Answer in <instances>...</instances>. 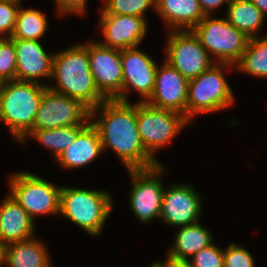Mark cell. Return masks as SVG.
Wrapping results in <instances>:
<instances>
[{
	"label": "cell",
	"instance_id": "ffe728a7",
	"mask_svg": "<svg viewBox=\"0 0 267 267\" xmlns=\"http://www.w3.org/2000/svg\"><path fill=\"white\" fill-rule=\"evenodd\" d=\"M155 15L165 32L192 30L205 17L198 0H156Z\"/></svg>",
	"mask_w": 267,
	"mask_h": 267
},
{
	"label": "cell",
	"instance_id": "8fae6325",
	"mask_svg": "<svg viewBox=\"0 0 267 267\" xmlns=\"http://www.w3.org/2000/svg\"><path fill=\"white\" fill-rule=\"evenodd\" d=\"M90 110L80 101L57 93L48 87L44 90L31 130L21 143L35 130L87 125Z\"/></svg>",
	"mask_w": 267,
	"mask_h": 267
},
{
	"label": "cell",
	"instance_id": "9a60e30c",
	"mask_svg": "<svg viewBox=\"0 0 267 267\" xmlns=\"http://www.w3.org/2000/svg\"><path fill=\"white\" fill-rule=\"evenodd\" d=\"M97 31L103 37L98 41L119 50L139 47L146 39L149 23L143 17L130 15L99 14Z\"/></svg>",
	"mask_w": 267,
	"mask_h": 267
},
{
	"label": "cell",
	"instance_id": "d4e9b609",
	"mask_svg": "<svg viewBox=\"0 0 267 267\" xmlns=\"http://www.w3.org/2000/svg\"><path fill=\"white\" fill-rule=\"evenodd\" d=\"M235 72L249 77L267 79V35L250 38Z\"/></svg>",
	"mask_w": 267,
	"mask_h": 267
},
{
	"label": "cell",
	"instance_id": "d6a6232c",
	"mask_svg": "<svg viewBox=\"0 0 267 267\" xmlns=\"http://www.w3.org/2000/svg\"><path fill=\"white\" fill-rule=\"evenodd\" d=\"M205 16H215L222 8L227 9L229 0H198Z\"/></svg>",
	"mask_w": 267,
	"mask_h": 267
},
{
	"label": "cell",
	"instance_id": "e0dca14e",
	"mask_svg": "<svg viewBox=\"0 0 267 267\" xmlns=\"http://www.w3.org/2000/svg\"><path fill=\"white\" fill-rule=\"evenodd\" d=\"M189 80L166 61L157 67L155 87L147 104L176 111L186 117Z\"/></svg>",
	"mask_w": 267,
	"mask_h": 267
},
{
	"label": "cell",
	"instance_id": "f1b7e54d",
	"mask_svg": "<svg viewBox=\"0 0 267 267\" xmlns=\"http://www.w3.org/2000/svg\"><path fill=\"white\" fill-rule=\"evenodd\" d=\"M256 257L245 245L231 242L224 246V266L223 267H257Z\"/></svg>",
	"mask_w": 267,
	"mask_h": 267
},
{
	"label": "cell",
	"instance_id": "277c9868",
	"mask_svg": "<svg viewBox=\"0 0 267 267\" xmlns=\"http://www.w3.org/2000/svg\"><path fill=\"white\" fill-rule=\"evenodd\" d=\"M234 71V65L214 63L198 77L189 80L186 118L194 126L195 118L200 114H216L236 105L234 90L226 76Z\"/></svg>",
	"mask_w": 267,
	"mask_h": 267
},
{
	"label": "cell",
	"instance_id": "5bb4252c",
	"mask_svg": "<svg viewBox=\"0 0 267 267\" xmlns=\"http://www.w3.org/2000/svg\"><path fill=\"white\" fill-rule=\"evenodd\" d=\"M89 39L90 70L96 87L107 100L122 102L121 50L104 46L98 39Z\"/></svg>",
	"mask_w": 267,
	"mask_h": 267
},
{
	"label": "cell",
	"instance_id": "9c48e42d",
	"mask_svg": "<svg viewBox=\"0 0 267 267\" xmlns=\"http://www.w3.org/2000/svg\"><path fill=\"white\" fill-rule=\"evenodd\" d=\"M192 31L215 63L234 66L242 58L250 40L245 33L232 26L224 16H205Z\"/></svg>",
	"mask_w": 267,
	"mask_h": 267
},
{
	"label": "cell",
	"instance_id": "4fadbf2b",
	"mask_svg": "<svg viewBox=\"0 0 267 267\" xmlns=\"http://www.w3.org/2000/svg\"><path fill=\"white\" fill-rule=\"evenodd\" d=\"M140 47L121 50L122 102H134L130 98L133 93L140 96L136 102H146L155 87L159 63Z\"/></svg>",
	"mask_w": 267,
	"mask_h": 267
},
{
	"label": "cell",
	"instance_id": "7402d4cb",
	"mask_svg": "<svg viewBox=\"0 0 267 267\" xmlns=\"http://www.w3.org/2000/svg\"><path fill=\"white\" fill-rule=\"evenodd\" d=\"M172 241L165 253L166 256L178 260H189L201 249L215 242L213 232L208 225H202L201 221L176 228Z\"/></svg>",
	"mask_w": 267,
	"mask_h": 267
},
{
	"label": "cell",
	"instance_id": "5b68a950",
	"mask_svg": "<svg viewBox=\"0 0 267 267\" xmlns=\"http://www.w3.org/2000/svg\"><path fill=\"white\" fill-rule=\"evenodd\" d=\"M36 82L6 81L0 88V124L19 142L32 128L43 92Z\"/></svg>",
	"mask_w": 267,
	"mask_h": 267
},
{
	"label": "cell",
	"instance_id": "83f0119b",
	"mask_svg": "<svg viewBox=\"0 0 267 267\" xmlns=\"http://www.w3.org/2000/svg\"><path fill=\"white\" fill-rule=\"evenodd\" d=\"M16 52L11 38H0V81L16 80Z\"/></svg>",
	"mask_w": 267,
	"mask_h": 267
},
{
	"label": "cell",
	"instance_id": "30bf717a",
	"mask_svg": "<svg viewBox=\"0 0 267 267\" xmlns=\"http://www.w3.org/2000/svg\"><path fill=\"white\" fill-rule=\"evenodd\" d=\"M163 60L187 80L198 77L215 62L192 30L165 32Z\"/></svg>",
	"mask_w": 267,
	"mask_h": 267
},
{
	"label": "cell",
	"instance_id": "6da1fadb",
	"mask_svg": "<svg viewBox=\"0 0 267 267\" xmlns=\"http://www.w3.org/2000/svg\"><path fill=\"white\" fill-rule=\"evenodd\" d=\"M103 153L111 150L125 170L150 168L159 164L144 148L137 126V102L106 100L90 110Z\"/></svg>",
	"mask_w": 267,
	"mask_h": 267
},
{
	"label": "cell",
	"instance_id": "7c38bea8",
	"mask_svg": "<svg viewBox=\"0 0 267 267\" xmlns=\"http://www.w3.org/2000/svg\"><path fill=\"white\" fill-rule=\"evenodd\" d=\"M204 195L190 182H171L165 186L160 222L171 228L200 222Z\"/></svg>",
	"mask_w": 267,
	"mask_h": 267
},
{
	"label": "cell",
	"instance_id": "4316f807",
	"mask_svg": "<svg viewBox=\"0 0 267 267\" xmlns=\"http://www.w3.org/2000/svg\"><path fill=\"white\" fill-rule=\"evenodd\" d=\"M97 7L98 14L139 16L147 19V13L154 11L156 0H102Z\"/></svg>",
	"mask_w": 267,
	"mask_h": 267
},
{
	"label": "cell",
	"instance_id": "f546056e",
	"mask_svg": "<svg viewBox=\"0 0 267 267\" xmlns=\"http://www.w3.org/2000/svg\"><path fill=\"white\" fill-rule=\"evenodd\" d=\"M188 261L192 267H223L224 247L214 242L194 254Z\"/></svg>",
	"mask_w": 267,
	"mask_h": 267
},
{
	"label": "cell",
	"instance_id": "8d00e7d4",
	"mask_svg": "<svg viewBox=\"0 0 267 267\" xmlns=\"http://www.w3.org/2000/svg\"><path fill=\"white\" fill-rule=\"evenodd\" d=\"M148 267H162L157 261H154L153 263L149 264Z\"/></svg>",
	"mask_w": 267,
	"mask_h": 267
},
{
	"label": "cell",
	"instance_id": "7a4b0ae2",
	"mask_svg": "<svg viewBox=\"0 0 267 267\" xmlns=\"http://www.w3.org/2000/svg\"><path fill=\"white\" fill-rule=\"evenodd\" d=\"M75 42L54 51L52 76L47 87L80 101L92 110L107 99L96 87L90 70L88 40Z\"/></svg>",
	"mask_w": 267,
	"mask_h": 267
},
{
	"label": "cell",
	"instance_id": "8992f818",
	"mask_svg": "<svg viewBox=\"0 0 267 267\" xmlns=\"http://www.w3.org/2000/svg\"><path fill=\"white\" fill-rule=\"evenodd\" d=\"M6 181L7 191L34 221L43 216L59 217L62 185L28 170L11 172Z\"/></svg>",
	"mask_w": 267,
	"mask_h": 267
},
{
	"label": "cell",
	"instance_id": "484cf974",
	"mask_svg": "<svg viewBox=\"0 0 267 267\" xmlns=\"http://www.w3.org/2000/svg\"><path fill=\"white\" fill-rule=\"evenodd\" d=\"M86 125H75L62 128L40 129L33 131L22 143L25 146L31 140L50 151L54 161L75 140Z\"/></svg>",
	"mask_w": 267,
	"mask_h": 267
},
{
	"label": "cell",
	"instance_id": "1f68e13d",
	"mask_svg": "<svg viewBox=\"0 0 267 267\" xmlns=\"http://www.w3.org/2000/svg\"><path fill=\"white\" fill-rule=\"evenodd\" d=\"M53 1V0H52ZM89 0H54L56 14L59 18L67 16H87Z\"/></svg>",
	"mask_w": 267,
	"mask_h": 267
},
{
	"label": "cell",
	"instance_id": "ba28073f",
	"mask_svg": "<svg viewBox=\"0 0 267 267\" xmlns=\"http://www.w3.org/2000/svg\"><path fill=\"white\" fill-rule=\"evenodd\" d=\"M165 165L159 163L150 168L126 170L131 183L127 192L129 209L140 224L151 225L160 220L166 186L163 177L169 172Z\"/></svg>",
	"mask_w": 267,
	"mask_h": 267
},
{
	"label": "cell",
	"instance_id": "d590c367",
	"mask_svg": "<svg viewBox=\"0 0 267 267\" xmlns=\"http://www.w3.org/2000/svg\"><path fill=\"white\" fill-rule=\"evenodd\" d=\"M4 245L0 243V267H4Z\"/></svg>",
	"mask_w": 267,
	"mask_h": 267
},
{
	"label": "cell",
	"instance_id": "d6986e66",
	"mask_svg": "<svg viewBox=\"0 0 267 267\" xmlns=\"http://www.w3.org/2000/svg\"><path fill=\"white\" fill-rule=\"evenodd\" d=\"M35 221L7 192L0 201V243L8 245L30 239L37 234Z\"/></svg>",
	"mask_w": 267,
	"mask_h": 267
},
{
	"label": "cell",
	"instance_id": "2e32d148",
	"mask_svg": "<svg viewBox=\"0 0 267 267\" xmlns=\"http://www.w3.org/2000/svg\"><path fill=\"white\" fill-rule=\"evenodd\" d=\"M12 40L16 52V80L36 82L47 87L52 76L54 51L45 49L47 47L39 40Z\"/></svg>",
	"mask_w": 267,
	"mask_h": 267
},
{
	"label": "cell",
	"instance_id": "4dcf8cb0",
	"mask_svg": "<svg viewBox=\"0 0 267 267\" xmlns=\"http://www.w3.org/2000/svg\"><path fill=\"white\" fill-rule=\"evenodd\" d=\"M21 4L12 0H0V38H11Z\"/></svg>",
	"mask_w": 267,
	"mask_h": 267
},
{
	"label": "cell",
	"instance_id": "e575fe53",
	"mask_svg": "<svg viewBox=\"0 0 267 267\" xmlns=\"http://www.w3.org/2000/svg\"><path fill=\"white\" fill-rule=\"evenodd\" d=\"M251 2L263 13L267 18V0H251Z\"/></svg>",
	"mask_w": 267,
	"mask_h": 267
},
{
	"label": "cell",
	"instance_id": "ac0fdd59",
	"mask_svg": "<svg viewBox=\"0 0 267 267\" xmlns=\"http://www.w3.org/2000/svg\"><path fill=\"white\" fill-rule=\"evenodd\" d=\"M97 128L91 121L78 133L75 140L59 155L55 163L64 171L87 168L103 156Z\"/></svg>",
	"mask_w": 267,
	"mask_h": 267
},
{
	"label": "cell",
	"instance_id": "74e56055",
	"mask_svg": "<svg viewBox=\"0 0 267 267\" xmlns=\"http://www.w3.org/2000/svg\"><path fill=\"white\" fill-rule=\"evenodd\" d=\"M12 1L20 2V3H23L24 2V0H12Z\"/></svg>",
	"mask_w": 267,
	"mask_h": 267
},
{
	"label": "cell",
	"instance_id": "836d02e7",
	"mask_svg": "<svg viewBox=\"0 0 267 267\" xmlns=\"http://www.w3.org/2000/svg\"><path fill=\"white\" fill-rule=\"evenodd\" d=\"M162 267H192L188 260H178L165 255L164 259L156 260Z\"/></svg>",
	"mask_w": 267,
	"mask_h": 267
},
{
	"label": "cell",
	"instance_id": "cb8c5ba5",
	"mask_svg": "<svg viewBox=\"0 0 267 267\" xmlns=\"http://www.w3.org/2000/svg\"><path fill=\"white\" fill-rule=\"evenodd\" d=\"M39 8L24 7L23 3L17 13V19L11 39L39 40L49 31V19Z\"/></svg>",
	"mask_w": 267,
	"mask_h": 267
},
{
	"label": "cell",
	"instance_id": "3957f363",
	"mask_svg": "<svg viewBox=\"0 0 267 267\" xmlns=\"http://www.w3.org/2000/svg\"><path fill=\"white\" fill-rule=\"evenodd\" d=\"M110 190L62 185L59 217L70 221L91 238H100L115 208Z\"/></svg>",
	"mask_w": 267,
	"mask_h": 267
},
{
	"label": "cell",
	"instance_id": "52a82bcc",
	"mask_svg": "<svg viewBox=\"0 0 267 267\" xmlns=\"http://www.w3.org/2000/svg\"><path fill=\"white\" fill-rule=\"evenodd\" d=\"M137 126L145 150L158 163H164L156 157L158 152L169 147L184 129L194 128L184 115L146 102H137Z\"/></svg>",
	"mask_w": 267,
	"mask_h": 267
},
{
	"label": "cell",
	"instance_id": "44dd1931",
	"mask_svg": "<svg viewBox=\"0 0 267 267\" xmlns=\"http://www.w3.org/2000/svg\"><path fill=\"white\" fill-rule=\"evenodd\" d=\"M48 248L38 235L5 245L4 267H54Z\"/></svg>",
	"mask_w": 267,
	"mask_h": 267
},
{
	"label": "cell",
	"instance_id": "603a6c76",
	"mask_svg": "<svg viewBox=\"0 0 267 267\" xmlns=\"http://www.w3.org/2000/svg\"><path fill=\"white\" fill-rule=\"evenodd\" d=\"M224 13L227 21L249 38L267 35L263 32L266 17L251 0H229Z\"/></svg>",
	"mask_w": 267,
	"mask_h": 267
}]
</instances>
